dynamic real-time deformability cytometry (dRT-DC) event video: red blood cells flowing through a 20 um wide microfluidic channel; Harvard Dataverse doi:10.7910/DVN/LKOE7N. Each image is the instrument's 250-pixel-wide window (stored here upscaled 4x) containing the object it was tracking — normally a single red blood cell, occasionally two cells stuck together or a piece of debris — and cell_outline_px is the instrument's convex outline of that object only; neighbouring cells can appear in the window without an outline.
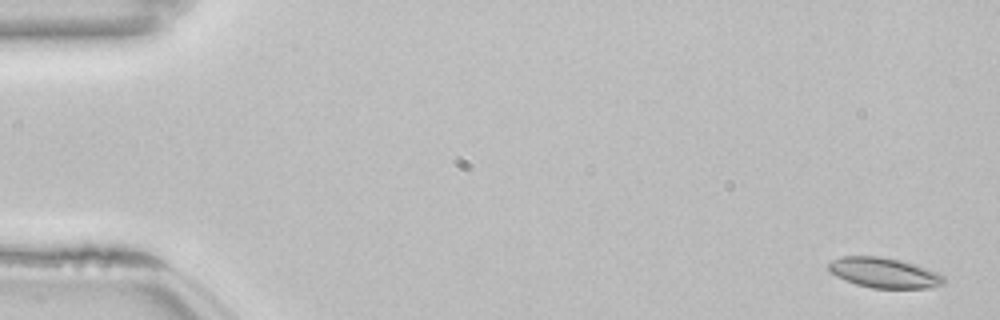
{"species": "common noctule bat (a hibernating species)", "species_latin": "Nyctalus noctula", "temperature_condition": "room temperature", "stored_images_in_passage": 55, "camera_frame_rate_fps": 3000, "um_per_image_px": 0.085, "animal": {"sex": "female", "body_mass_g": 22.7, "forearm_length_mm": 54.2}, "frame": {"image": 1, "passage_image": 2, "time_ms": 0.333, "image_size_px": [1000, 320], "cell_outline_px": [[948, 280], [944, 284], [932, 288], [872, 288], [856, 284], [844, 280], [836, 276], [828, 268], [828, 264], [832, 260], [844, 256], [880, 256], [900, 260], [936, 272], [944, 276]], "centroid_in_image_um": [75.17, 23.2], "position_along_channel_um": 9.8, "area_um2": 20.23}}
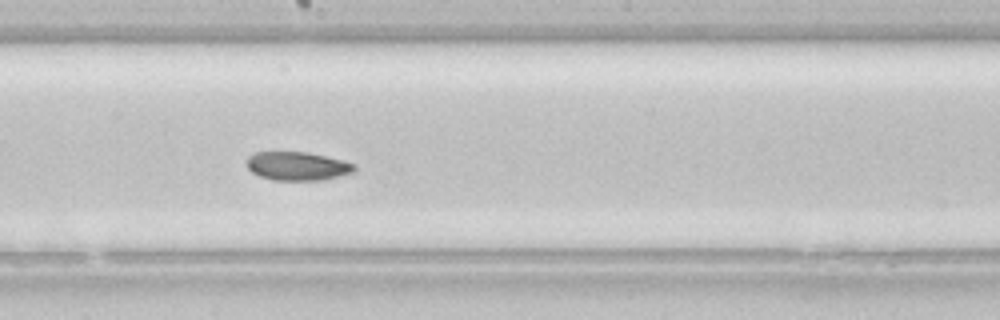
{"frame": {"image": 2, "passage_image": 30, "time_ms": 9.667, "image_size_px": [1000, 320], "cell_outline_px": [[356, 168], [352, 172], [340, 176], [324, 180], [272, 180], [260, 176], [252, 172], [248, 168], [248, 156], [256, 152], [308, 152], [344, 160], [356, 164]], "centroid_in_image_um": [25.31, 14.12], "position_along_channel_um": 222.9, "area_um2": 17.98}}
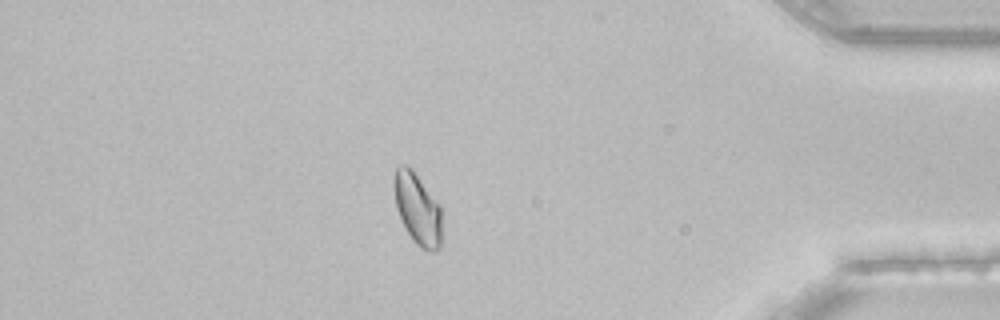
{"frame": {"image": 3, "passage_image": 47, "time_ms": 15.333, "image_size_px": [1000, 320], "cell_outline_px": [[440, 248], [432, 252], [420, 248], [412, 240], [396, 208], [392, 184], [392, 180], [396, 168], [400, 164], [408, 164], [412, 168], [440, 204]], "centroid_in_image_um": [35.46, 17.7], "position_along_channel_um": 399.7, "area_um2": 20.06}, "authors_computed_cell_mechanics": {"area_um2": 19.7098, "velocity_mm_per_s": 3.814, "shape_relaxation_time_tau1_ms": null, "shape_relaxation_time_tau2_ms": 9.4831, "deformation_change_tau1": null, "deformation_change_tau2": 0.1041}}